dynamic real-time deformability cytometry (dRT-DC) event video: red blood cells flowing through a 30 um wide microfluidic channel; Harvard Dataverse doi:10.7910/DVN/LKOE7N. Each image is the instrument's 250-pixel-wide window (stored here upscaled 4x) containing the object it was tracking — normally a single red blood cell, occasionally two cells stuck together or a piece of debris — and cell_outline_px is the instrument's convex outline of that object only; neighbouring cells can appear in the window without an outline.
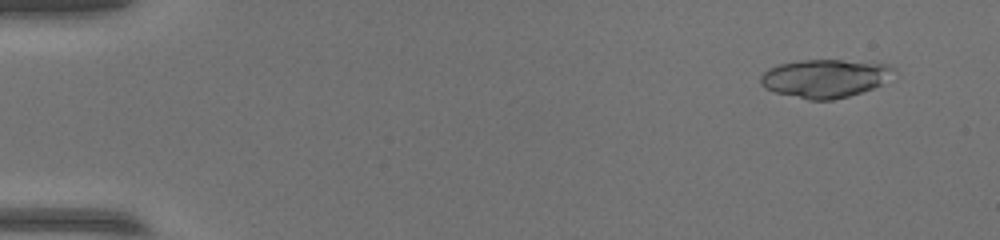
{"species": "common noctule bat (a hibernating species)", "species_latin": "Nyctalus noctula", "temperature_condition": "warm", "stored_images_in_passage": 52, "segment_of_instrument_passage": [1, 2], "camera_frame_rate_fps": 3000, "um_per_image_px": 0.085, "animal": {"sex": "female", "body_mass_g": 17.0, "forearm_length_mm": 48.0}, "frame": {"image": 1, "passage_image": 4, "time_ms": 1.0, "image_size_px": [1000, 240], "cell_outline_px": [[896, 72], [880, 84], [872, 88], [848, 96], [832, 100], [808, 100], [776, 92], [764, 88], [760, 84], [760, 76], [768, 68], [776, 64], [800, 60], [840, 60], [888, 64], [896, 68]], "centroid_in_image_um": [70.09, 6.65], "position_along_channel_um": 14.9, "area_um2": 29.71}}
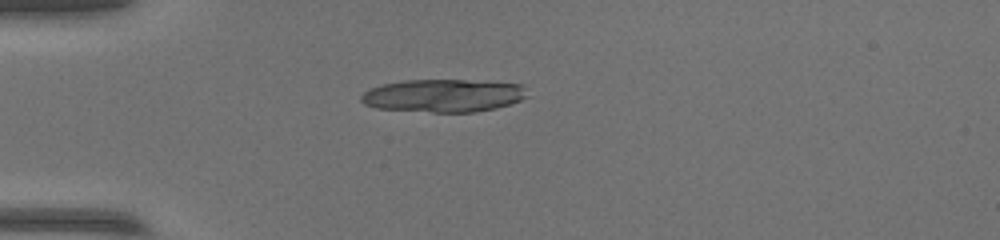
{"frame": {"image": 2, "passage_image": 15, "time_ms": 4.667, "image_size_px": [1000, 240], "cell_outline_px": [[528, 96], [520, 100], [496, 108], [476, 112], [432, 112], [376, 108], [364, 104], [360, 100], [360, 96], [368, 88], [384, 84], [404, 80], [464, 80], [524, 84]], "centroid_in_image_um": [37.68, 8.12], "position_along_channel_um": 47.3, "area_um2": 31.91}}